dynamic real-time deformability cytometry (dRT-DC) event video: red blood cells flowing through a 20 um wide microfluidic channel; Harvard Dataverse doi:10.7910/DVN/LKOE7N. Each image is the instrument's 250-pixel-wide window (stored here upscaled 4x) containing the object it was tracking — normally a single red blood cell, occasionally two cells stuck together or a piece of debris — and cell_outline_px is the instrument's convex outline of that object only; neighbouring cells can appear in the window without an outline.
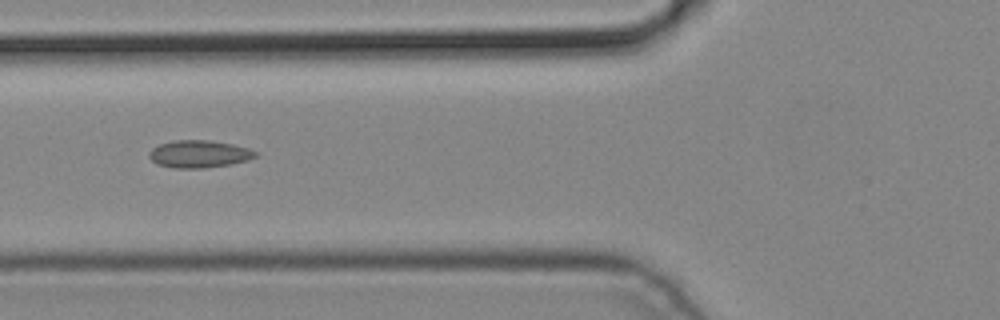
{"species": "common noctule bat (a hibernating species)", "species_latin": "Nyctalus noctula", "temperature_condition": "cold", "stored_images_in_passage": 3, "camera_frame_rate_fps": 3000, "um_per_image_px": 0.085, "animal": {"sex": "male", "body_mass_g": 19.2, "forearm_length_mm": 51.8}, "frame": {"image": 1, "passage_image": 3, "time_ms": 0.667, "image_size_px": [1000, 320], "cell_outline_px": [[260, 156], [248, 160], [232, 164], [204, 168], [176, 168], [156, 164], [148, 156], [148, 152], [152, 148], [160, 144], [176, 140], [208, 140], [232, 144], [248, 148], [256, 152]], "centroid_in_image_um": [16.93, 13.09], "position_along_channel_um": 108.9, "area_um2": 17.05}}